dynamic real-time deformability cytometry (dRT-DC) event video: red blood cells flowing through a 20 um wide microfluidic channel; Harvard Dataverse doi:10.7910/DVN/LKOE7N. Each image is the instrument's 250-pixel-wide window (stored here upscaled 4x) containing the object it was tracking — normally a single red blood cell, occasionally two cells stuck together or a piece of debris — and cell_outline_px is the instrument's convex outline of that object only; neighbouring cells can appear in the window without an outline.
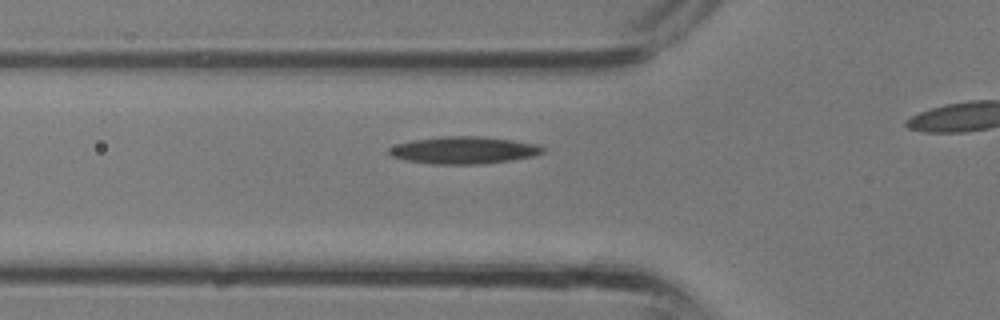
{"species": "common noctule bat (a hibernating species)", "species_latin": "Nyctalus noctula", "temperature_condition": "room temperature", "stored_images_in_passage": 17, "camera_frame_rate_fps": 3000, "um_per_image_px": 0.085, "animal": {"sex": "male", "body_mass_g": 13.3}, "frame": {"image": 1, "passage_image": 4, "time_ms": 1.0, "image_size_px": [1000, 320], "cell_outline_px": [[544, 152], [532, 156], [512, 160], [484, 164], [432, 164], [404, 160], [392, 156], [388, 152], [388, 148], [412, 140], [440, 136], [480, 136], [512, 140], [536, 144], [544, 148]], "centroid_in_image_um": [39.41, 12.77], "position_along_channel_um": 86.4, "area_um2": 24.33}}
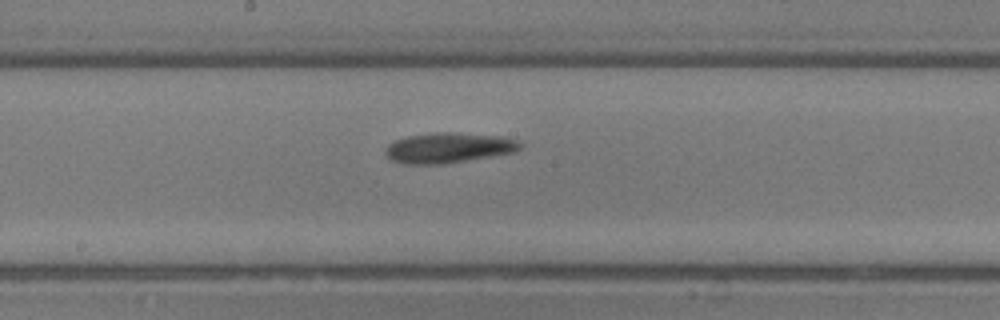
{"frame": {"image": 2, "passage_image": 10, "time_ms": 3.0, "image_size_px": [1000, 320], "cell_outline_px": [[524, 144], [516, 152], [444, 164], [404, 164], [392, 160], [384, 156], [384, 152], [388, 144], [396, 140], [408, 136], [436, 132], [448, 132], [504, 136], [520, 140]], "centroid_in_image_um": [38.16, 12.56], "position_along_channel_um": 210.0, "area_um2": 24.04}}
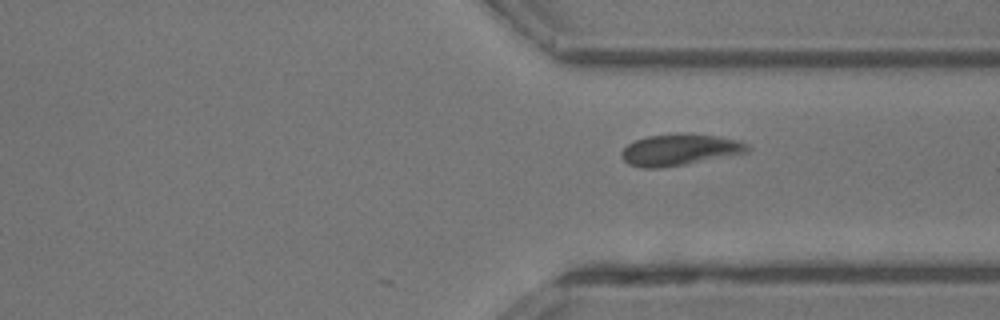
{"frame": {"image": 3, "passage_image": 17, "time_ms": 5.333, "image_size_px": [1000, 320], "cell_outline_px": [[752, 148], [748, 152], [684, 164], [660, 168], [640, 168], [628, 164], [620, 156], [620, 152], [628, 144], [636, 140], [648, 136], [676, 132], [684, 132], [716, 136], [736, 140], [748, 144]], "centroid_in_image_um": [57.74, 12.71], "position_along_channel_um": 353.7, "area_um2": 23.18}}